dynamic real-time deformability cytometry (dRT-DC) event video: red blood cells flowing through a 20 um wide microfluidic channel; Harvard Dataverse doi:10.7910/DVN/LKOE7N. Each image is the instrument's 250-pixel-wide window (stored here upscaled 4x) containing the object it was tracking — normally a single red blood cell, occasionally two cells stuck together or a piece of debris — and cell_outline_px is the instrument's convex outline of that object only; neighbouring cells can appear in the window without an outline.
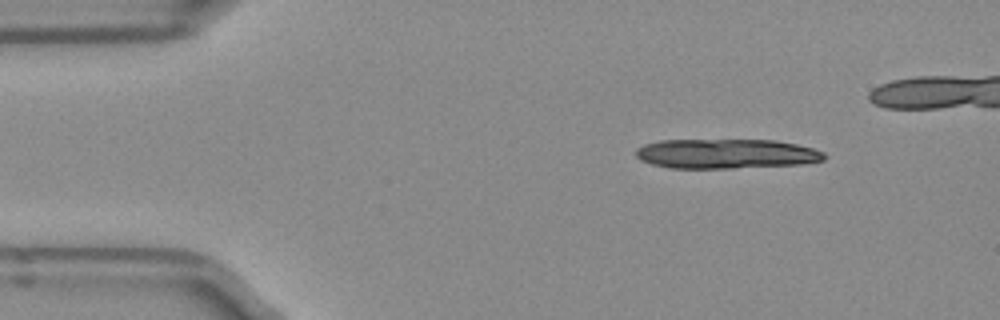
{"species": "Egyptian fruit bat (a non-hibernating species)", "species_latin": "Rousettus aegyptiacus", "temperature_condition": "room temperature", "stored_images_in_passage": 8, "camera_frame_rate_fps": 3000, "um_per_image_px": 0.085, "frame": {"image": 1, "passage_image": 1, "time_ms": 0.0, "image_size_px": [1000, 320], "cell_outline_px": [[828, 156], [824, 160], [804, 164], [732, 168], [668, 168], [652, 164], [640, 160], [636, 156], [636, 148], [644, 144], [660, 140], [776, 140], [796, 144], [812, 148], [824, 152]], "centroid_in_image_um": [61.73, 13.07], "position_along_channel_um": 23.3, "area_um2": 32.77}}